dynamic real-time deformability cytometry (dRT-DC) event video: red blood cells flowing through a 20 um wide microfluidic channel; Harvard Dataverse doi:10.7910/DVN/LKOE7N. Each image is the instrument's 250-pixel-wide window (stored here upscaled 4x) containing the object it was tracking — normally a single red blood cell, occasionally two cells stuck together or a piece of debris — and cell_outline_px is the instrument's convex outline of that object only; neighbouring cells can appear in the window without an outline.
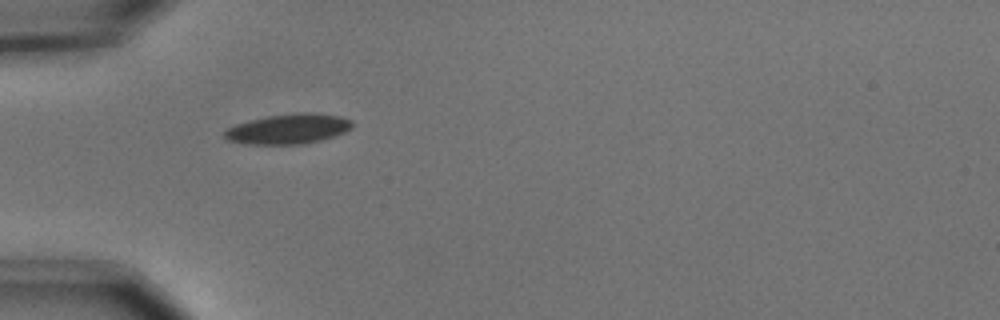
{"species": "common noctule bat (a hibernating species)", "species_latin": "Nyctalus noctula", "temperature_condition": "cold", "stored_images_in_passage": 37, "camera_frame_rate_fps": 3000, "um_per_image_px": 0.085, "animal": {"sex": "male", "body_mass_g": 15.6}, "frame": {"image": 1, "passage_image": 1, "time_ms": 0.0, "image_size_px": [1000, 320], "cell_outline_px": [[352, 128], [344, 132], [320, 140], [300, 144], [248, 144], [228, 140], [224, 136], [224, 132], [228, 128], [236, 124], [248, 120], [268, 116], [296, 112], [316, 112], [340, 116], [352, 120]], "centroid_in_image_um": [24.52, 10.94], "position_along_channel_um": 60.5, "area_um2": 22.31}}
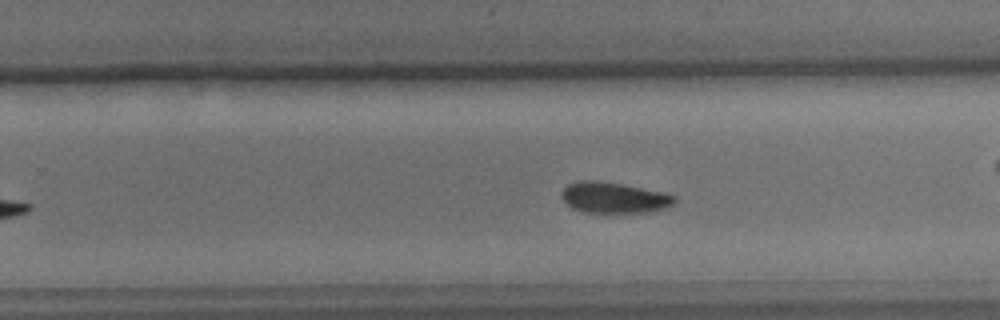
{"frame": {"image": 2, "passage_image": 16, "time_ms": 5.0, "image_size_px": [1000, 320], "cell_outline_px": [[676, 200], [668, 208], [648, 212], [584, 212], [572, 208], [560, 196], [560, 192], [568, 184], [580, 180], [592, 180], [620, 184], [664, 192], [676, 196]], "centroid_in_image_um": [52.19, 16.8], "position_along_channel_um": 277.6, "area_um2": 20.23}}
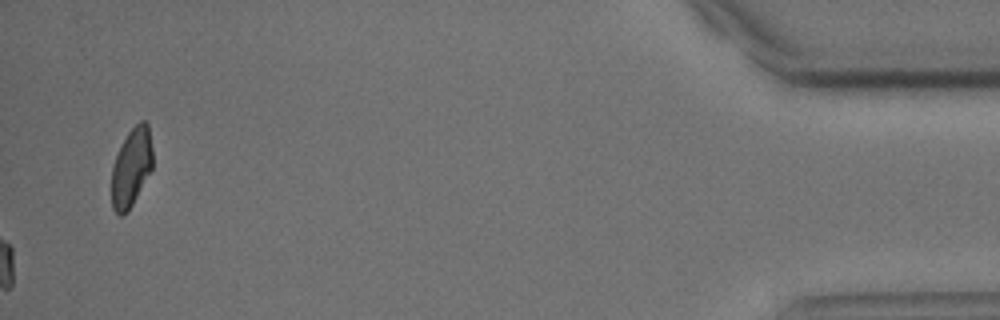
{"frame": {"image": 3, "passage_image": 37, "time_ms": 12.0, "image_size_px": [1000, 320], "cell_outline_px": [[152, 168], [128, 212], [124, 216], [120, 216], [112, 208], [112, 164], [128, 132], [140, 120], [144, 120], [148, 124], [152, 148]], "centroid_in_image_um": [11.16, 14.24], "position_along_channel_um": 424.0, "area_um2": 18.67}, "authors_computed_cell_mechanics": {"area_um2": 20.0566, "velocity_mm_per_s": 3.6657, "shape_relaxation_time_tau1_ms": 1.9363, "shape_relaxation_time_tau2_ms": null, "deformation_change_tau1": 0.0615, "deformation_change_tau2": null}}